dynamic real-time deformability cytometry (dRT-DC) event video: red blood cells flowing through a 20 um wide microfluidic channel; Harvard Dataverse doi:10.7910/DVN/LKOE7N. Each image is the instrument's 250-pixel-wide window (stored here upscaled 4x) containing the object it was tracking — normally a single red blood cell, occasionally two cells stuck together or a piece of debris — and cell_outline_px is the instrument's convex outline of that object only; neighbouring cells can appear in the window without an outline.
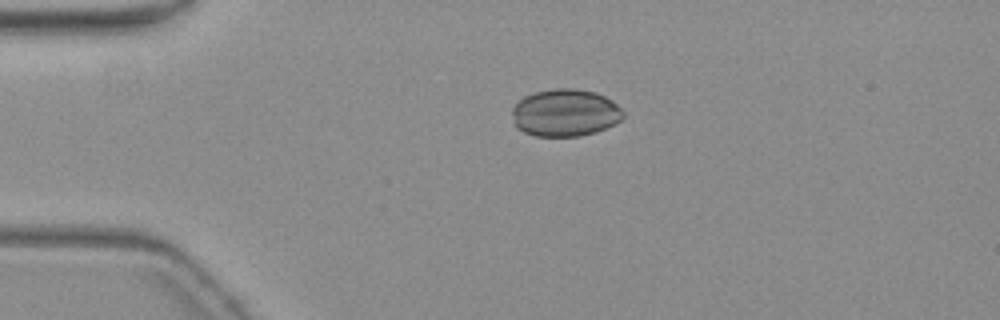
{"species": "common noctule bat (a hibernating species)", "species_latin": "Nyctalus noctula", "temperature_condition": "warm", "stored_images_in_passage": 2, "camera_frame_rate_fps": 3000, "um_per_image_px": 0.085, "animal": {"sex": "female", "body_mass_g": 19.3, "forearm_length_mm": 54.1}, "frame": {"image": 1, "passage_image": 1, "time_ms": 0.0, "image_size_px": [1000, 320], "cell_outline_px": [[624, 116], [616, 124], [596, 132], [580, 136], [536, 136], [524, 132], [516, 128], [512, 112], [512, 108], [524, 96], [536, 92], [556, 88], [576, 88], [596, 92], [612, 100], [624, 112]], "centroid_in_image_um": [48.06, 9.59], "position_along_channel_um": 36.9, "area_um2": 30.75}}